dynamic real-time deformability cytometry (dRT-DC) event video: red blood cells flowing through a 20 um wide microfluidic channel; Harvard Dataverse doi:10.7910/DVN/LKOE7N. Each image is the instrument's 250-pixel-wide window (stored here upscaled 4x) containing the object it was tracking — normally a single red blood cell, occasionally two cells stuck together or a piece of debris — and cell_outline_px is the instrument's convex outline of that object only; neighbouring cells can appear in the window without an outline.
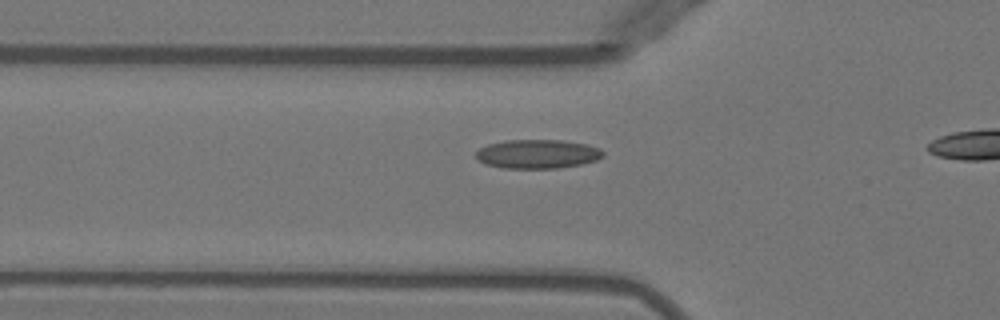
{"species": "Egyptian fruit bat (a non-hibernating species)", "species_latin": "Rousettus aegyptiacus", "temperature_condition": "warm", "stored_images_in_passage": 33, "camera_frame_rate_fps": 3000, "um_per_image_px": 0.085, "animal": {"sex": "female"}, "frame": {"image": 1, "passage_image": 9, "time_ms": 2.667, "image_size_px": [1000, 320], "cell_outline_px": [[604, 156], [596, 160], [580, 164], [560, 168], [500, 168], [484, 164], [476, 156], [476, 152], [480, 148], [488, 144], [504, 140], [560, 140], [588, 144], [600, 148], [604, 152]], "centroid_in_image_um": [45.69, 13.09], "position_along_channel_um": 80.1, "area_um2": 21.56}}
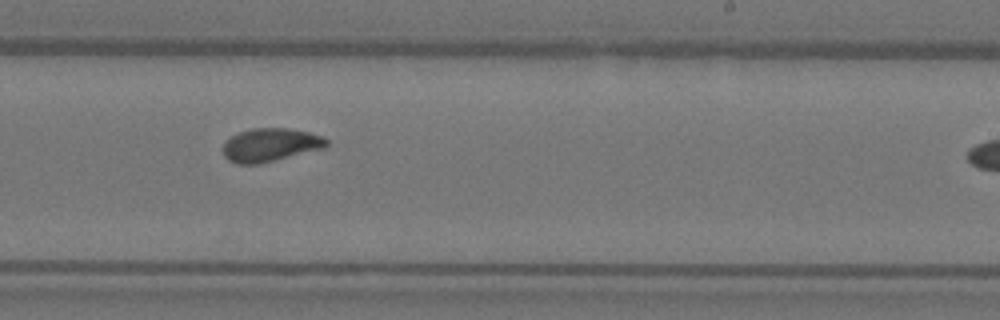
{"frame": {"image": 2, "passage_image": 23, "time_ms": 7.333, "image_size_px": [1000, 320], "cell_outline_px": [[328, 144], [324, 148], [260, 164], [236, 164], [228, 160], [224, 156], [224, 144], [232, 136], [240, 132], [252, 128], [288, 128], [308, 132], [324, 136], [328, 140]], "centroid_in_image_um": [23.0, 12.32], "position_along_channel_um": 266.0, "area_um2": 20.06}}
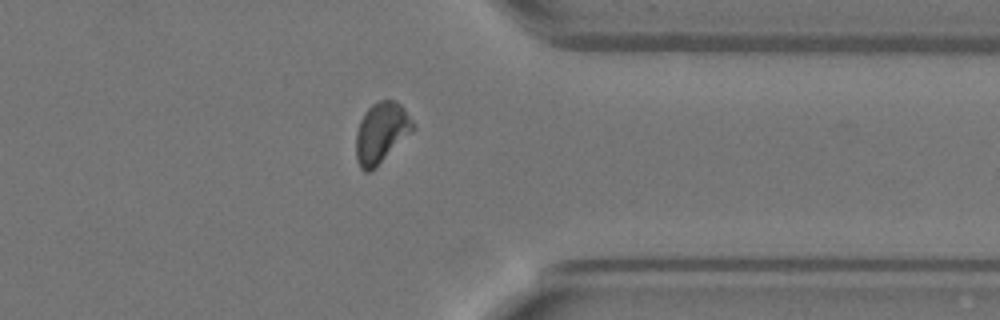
{"frame": {"image": 3, "passage_image": 32, "time_ms": 10.333, "image_size_px": [1000, 320], "cell_outline_px": [[416, 128], [372, 172], [364, 172], [360, 168], [356, 160], [356, 132], [360, 120], [364, 112], [372, 104], [380, 100], [392, 100], [400, 104], [404, 108], [416, 124]], "centroid_in_image_um": [32.41, 11.3], "position_along_channel_um": 379.0, "area_um2": 20.46}}